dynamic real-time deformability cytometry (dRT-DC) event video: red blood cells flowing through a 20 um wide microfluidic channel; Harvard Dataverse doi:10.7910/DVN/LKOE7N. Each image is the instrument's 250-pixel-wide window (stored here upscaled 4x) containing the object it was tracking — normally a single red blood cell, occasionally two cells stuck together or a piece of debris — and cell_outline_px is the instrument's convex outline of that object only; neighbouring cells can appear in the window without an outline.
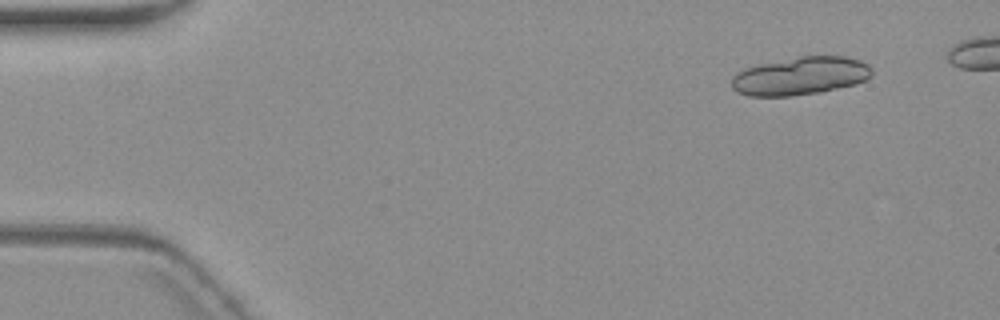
{"species": "common noctule bat (a hibernating species)", "species_latin": "Nyctalus noctula", "temperature_condition": "warm", "stored_images_in_passage": 5, "segment_of_instrument_passage": [1, 2], "camera_frame_rate_fps": 3000, "um_per_image_px": 0.085, "animal": {"sex": "female", "body_mass_g": 19.3, "forearm_length_mm": 54.1}, "frame": {"image": 1, "passage_image": 1, "time_ms": 0.0, "image_size_px": [1000, 320], "cell_outline_px": [[872, 72], [864, 80], [856, 84], [820, 92], [788, 96], [748, 96], [732, 88], [732, 76], [736, 72], [744, 68], [800, 56], [844, 56], [860, 60], [868, 64], [872, 68]], "centroid_in_image_um": [68.03, 6.46], "position_along_channel_um": 17.0, "area_um2": 30.87}}